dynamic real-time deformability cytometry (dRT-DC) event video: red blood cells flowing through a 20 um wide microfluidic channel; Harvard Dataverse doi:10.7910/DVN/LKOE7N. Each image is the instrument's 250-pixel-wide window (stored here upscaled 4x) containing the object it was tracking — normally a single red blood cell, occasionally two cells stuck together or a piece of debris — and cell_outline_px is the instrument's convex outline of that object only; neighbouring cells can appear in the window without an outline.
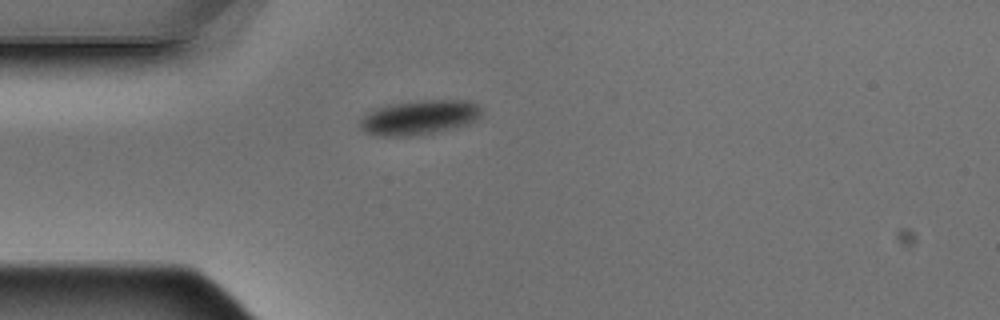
{"species": "Egyptian fruit bat (a non-hibernating species)", "species_latin": "Rousettus aegyptiacus", "temperature_condition": "warm", "stored_images_in_passage": 1, "camera_frame_rate_fps": 3000, "um_per_image_px": 0.085, "animal": {"sex": "male"}, "frame": {"image": 1, "passage_image": 1, "time_ms": 0.0, "image_size_px": [1000, 320], "cell_outline_px": [[484, 108], [480, 116], [476, 120], [468, 124], [456, 128], [436, 132], [412, 136], [376, 136], [364, 132], [360, 128], [360, 116], [364, 112], [388, 104], [420, 100], [472, 100], [480, 104]], "centroid_in_image_um": [35.65, 9.97], "position_along_channel_um": 49.4, "area_um2": 25.26}}